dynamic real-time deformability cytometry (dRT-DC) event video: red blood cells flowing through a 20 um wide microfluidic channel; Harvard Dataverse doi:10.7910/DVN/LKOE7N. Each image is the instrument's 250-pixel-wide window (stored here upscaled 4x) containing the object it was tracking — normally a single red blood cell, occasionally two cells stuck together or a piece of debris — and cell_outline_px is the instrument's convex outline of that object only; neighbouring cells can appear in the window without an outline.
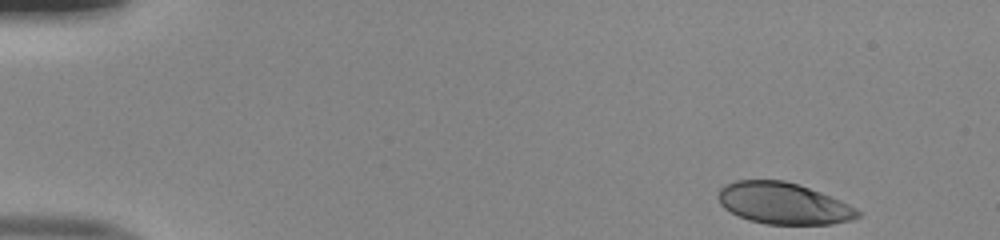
{"species": "human", "species_latin": "Homo sapiens", "temperature_condition": "room temperature", "stored_images_in_passage": 47, "camera_frame_rate_fps": 3000, "um_per_image_px": 0.085, "donor": {"sex": "male"}, "frame": {"image": 1, "passage_image": 1, "time_ms": 0.0, "image_size_px": [1000, 240], "cell_outline_px": [[860, 216], [852, 220], [832, 224], [764, 224], [748, 220], [724, 208], [720, 204], [716, 196], [720, 188], [724, 184], [736, 180], [784, 180], [820, 192], [840, 200], [856, 208], [860, 212]], "centroid_in_image_um": [66.56, 17.29], "position_along_channel_um": 18.4, "area_um2": 33.76}}
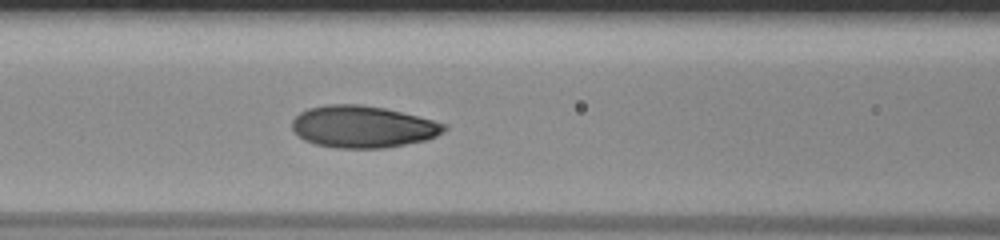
{"frame": {"image": 2, "passage_image": 19, "time_ms": 6.0, "image_size_px": [1000, 240], "cell_outline_px": [[448, 128], [444, 132], [436, 136], [424, 140], [384, 148], [336, 148], [316, 144], [304, 140], [292, 128], [292, 120], [300, 112], [308, 108], [324, 104], [360, 104], [384, 108], [448, 124]], "centroid_in_image_um": [30.83, 10.76], "position_along_channel_um": 135.8, "area_um2": 37.05}}
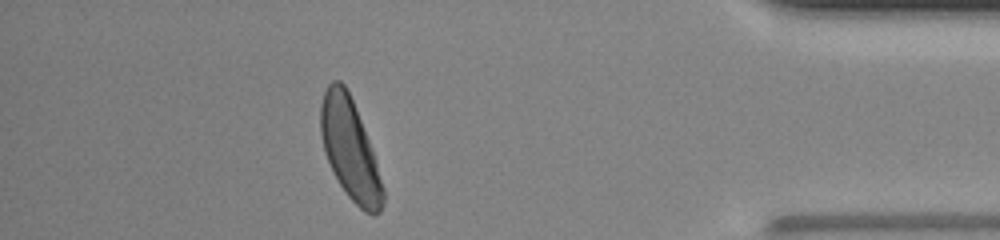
{"frame": {"image": 3, "passage_image": 42, "time_ms": 13.667, "image_size_px": [1000, 240], "cell_outline_px": [[384, 204], [380, 212], [376, 216], [372, 216], [364, 212], [348, 196], [340, 184], [324, 152], [320, 132], [320, 104], [324, 92], [328, 84], [332, 80], [340, 80], [344, 84], [352, 100], [368, 140], [384, 188]], "centroid_in_image_um": [29.73, 12.7], "position_along_channel_um": 405.5, "area_um2": 36.01}, "authors_computed_cell_mechanics": {"area_um2": 36.0094, "velocity_mm_per_s": 4.0208, "shape_relaxation_time_tau1_ms": 3.0402, "shape_relaxation_time_tau2_ms": null, "deformation_change_tau1": 0.1507, "deformation_change_tau2": null}}